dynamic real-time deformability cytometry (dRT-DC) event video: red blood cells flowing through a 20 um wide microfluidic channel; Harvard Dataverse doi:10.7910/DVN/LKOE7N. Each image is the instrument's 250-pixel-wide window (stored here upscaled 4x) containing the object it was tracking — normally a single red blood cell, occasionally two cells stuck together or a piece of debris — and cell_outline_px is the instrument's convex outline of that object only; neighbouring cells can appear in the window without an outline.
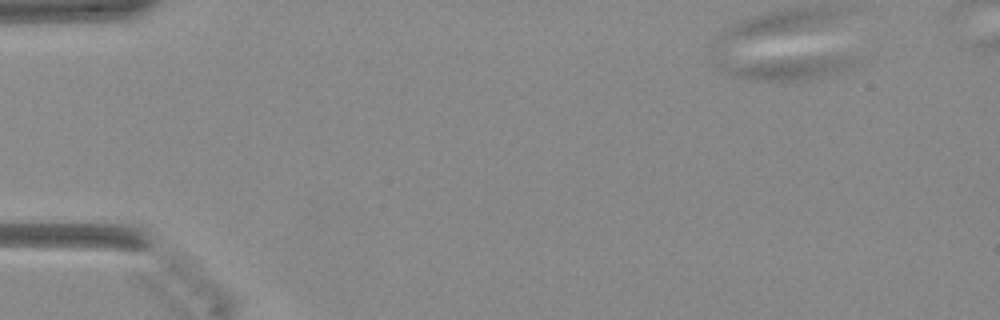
{"species": "Egyptian fruit bat (a non-hibernating species)", "species_latin": "Rousettus aegyptiacus", "temperature_condition": "warm", "stored_images_in_passage": 48, "camera_frame_rate_fps": 3000, "um_per_image_px": 0.085, "animal": {"sex": "female"}, "frame": {"image": 1, "passage_image": 1, "time_ms": 0.0, "image_size_px": [1000, 320], "cell_outline_px": [[856, 64], [848, 68], [828, 76], [812, 80], [756, 80], [740, 76], [720, 68], [716, 64], [812, 56], [848, 56]], "centroid_in_image_um": [67.15, 5.78], "position_along_channel_um": 17.8, "area_um2": 17.28}}
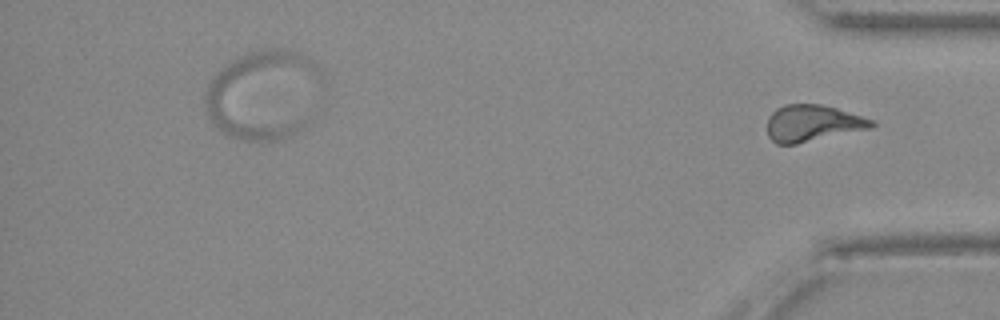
{"frame": {"image": 2, "passage_image": 48, "time_ms": 15.667, "image_size_px": [1000, 320], "cell_outline_px": [[876, 124], [872, 128], [796, 144], [776, 144], [768, 136], [768, 116], [776, 108], [784, 104], [820, 104], [836, 108], [872, 120]], "centroid_in_image_um": [69.04, 10.47], "position_along_channel_um": 366.2, "area_um2": 22.14}}